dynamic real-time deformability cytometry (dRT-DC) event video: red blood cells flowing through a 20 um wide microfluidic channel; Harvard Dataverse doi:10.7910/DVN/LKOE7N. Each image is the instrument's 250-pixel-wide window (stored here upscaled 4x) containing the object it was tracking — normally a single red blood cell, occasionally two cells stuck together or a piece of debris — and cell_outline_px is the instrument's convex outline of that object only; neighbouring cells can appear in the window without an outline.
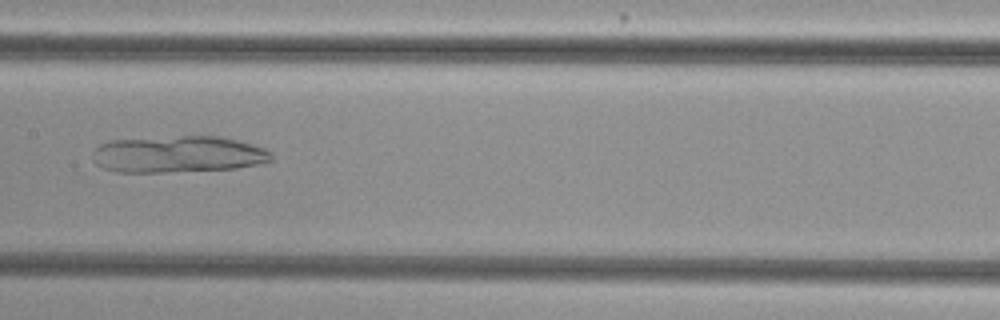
{"species": "common noctule bat (a hibernating species)", "species_latin": "Nyctalus noctula", "temperature_condition": "cold", "stored_images_in_passage": 49, "camera_frame_rate_fps": 3000, "um_per_image_px": 0.085, "animal": {"sex": "female", "body_mass_g": 29.2, "forearm_length_mm": 56.3}, "frame": {"image": 1, "passage_image": 28, "time_ms": 9.0, "image_size_px": [1000, 320], "cell_outline_px": [[272, 160], [260, 164], [236, 168], [164, 172], [116, 172], [104, 168], [96, 164], [92, 160], [92, 152], [100, 144], [108, 140], [180, 136], [220, 136], [252, 144], [264, 148], [272, 156]], "centroid_in_image_um": [15.09, 13.11], "position_along_channel_um": 192.3, "area_um2": 38.26}}
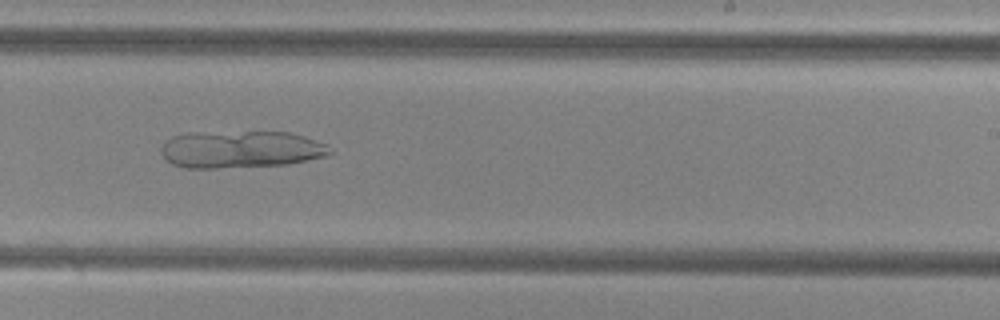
{"frame": {"image": 2, "passage_image": 34, "time_ms": 11.0, "image_size_px": [1000, 320], "cell_outline_px": [[336, 152], [328, 156], [288, 164], [216, 168], [184, 168], [172, 164], [160, 152], [160, 148], [172, 136], [188, 132], [288, 132], [304, 136], [328, 144]], "centroid_in_image_um": [20.52, 12.69], "position_along_channel_um": 268.5, "area_um2": 36.93}}
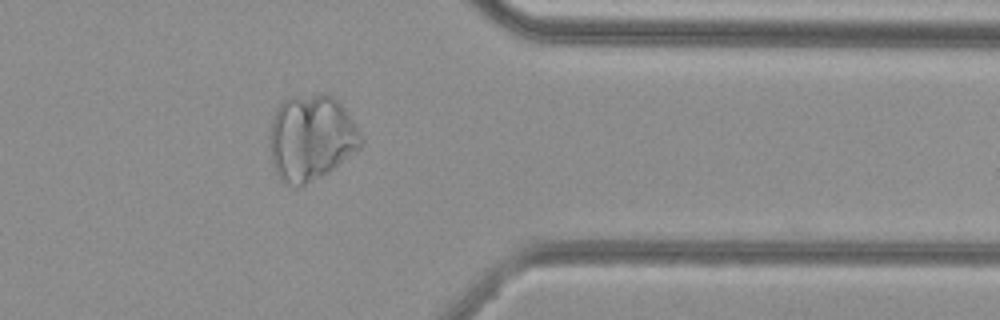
{"frame": {"image": 3, "passage_image": 44, "time_ms": 14.333, "image_size_px": [1000, 320], "cell_outline_px": [[360, 148], [332, 168], [300, 188], [296, 188], [284, 184], [280, 180], [272, 164], [268, 144], [268, 136], [272, 116], [276, 108], [284, 100], [324, 92], [332, 96], [344, 108], [356, 128], [360, 140]], "centroid_in_image_um": [26.35, 11.73], "position_along_channel_um": 385.1, "area_um2": 45.32}}